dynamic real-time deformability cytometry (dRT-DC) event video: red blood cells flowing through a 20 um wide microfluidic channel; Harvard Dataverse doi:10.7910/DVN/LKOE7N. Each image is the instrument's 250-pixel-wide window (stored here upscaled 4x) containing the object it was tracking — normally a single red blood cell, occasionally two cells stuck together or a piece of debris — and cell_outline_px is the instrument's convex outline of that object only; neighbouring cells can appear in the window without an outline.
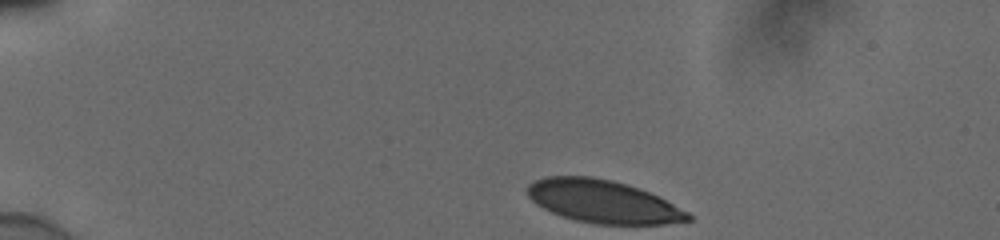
{"species": "human", "species_latin": "Homo sapiens", "temperature_condition": "cold", "stored_images_in_passage": 38, "camera_frame_rate_fps": 3000, "um_per_image_px": 0.085, "donor": {"sex": "male"}, "frame": {"image": 1, "passage_image": 1, "time_ms": 0.0, "image_size_px": [1000, 240], "cell_outline_px": [[692, 220], [664, 224], [592, 224], [576, 220], [552, 212], [536, 204], [528, 196], [528, 184], [536, 180], [548, 176], [588, 176], [612, 180], [648, 192], [688, 212], [692, 216]], "centroid_in_image_um": [51.23, 17.13], "position_along_channel_um": 33.8, "area_um2": 39.54}}
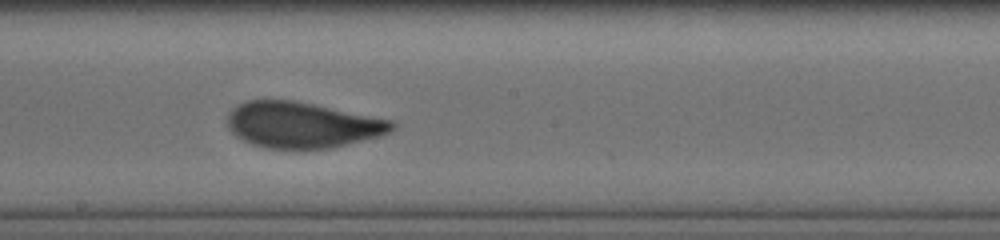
{"frame": {"image": 2, "passage_image": 22, "time_ms": 7.0, "image_size_px": [1000, 240], "cell_outline_px": [[396, 128], [380, 136], [328, 148], [264, 148], [252, 144], [236, 136], [228, 128], [228, 112], [232, 108], [248, 100], [292, 100], [392, 120], [396, 124]], "centroid_in_image_um": [25.66, 10.61], "position_along_channel_um": 222.5, "area_um2": 43.52}}
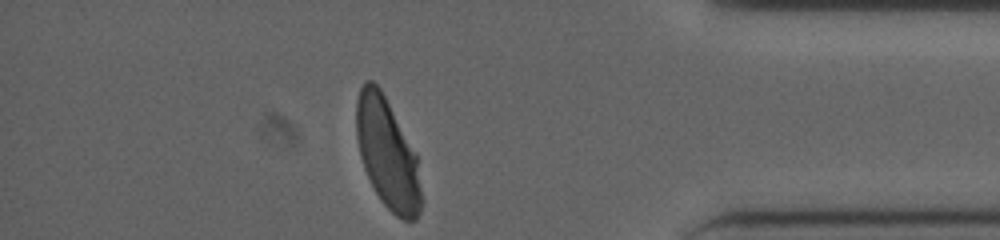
{"frame": {"image": 3, "passage_image": 38, "time_ms": 12.333, "image_size_px": [1000, 240], "cell_outline_px": [[424, 200], [420, 212], [416, 220], [404, 220], [396, 216], [380, 200], [364, 168], [360, 156], [356, 136], [356, 100], [360, 88], [364, 80], [372, 80], [380, 88], [416, 152]], "centroid_in_image_um": [32.95, 13.08], "position_along_channel_um": 402.2, "area_um2": 42.08}, "authors_computed_cell_mechanics": {"area_um2": 44.1592, "velocity_mm_per_s": 3.8519, "shape_relaxation_time_tau1_ms": 5.623, "shape_relaxation_time_tau2_ms": null, "deformation_change_tau1": 0.182, "deformation_change_tau2": null}}